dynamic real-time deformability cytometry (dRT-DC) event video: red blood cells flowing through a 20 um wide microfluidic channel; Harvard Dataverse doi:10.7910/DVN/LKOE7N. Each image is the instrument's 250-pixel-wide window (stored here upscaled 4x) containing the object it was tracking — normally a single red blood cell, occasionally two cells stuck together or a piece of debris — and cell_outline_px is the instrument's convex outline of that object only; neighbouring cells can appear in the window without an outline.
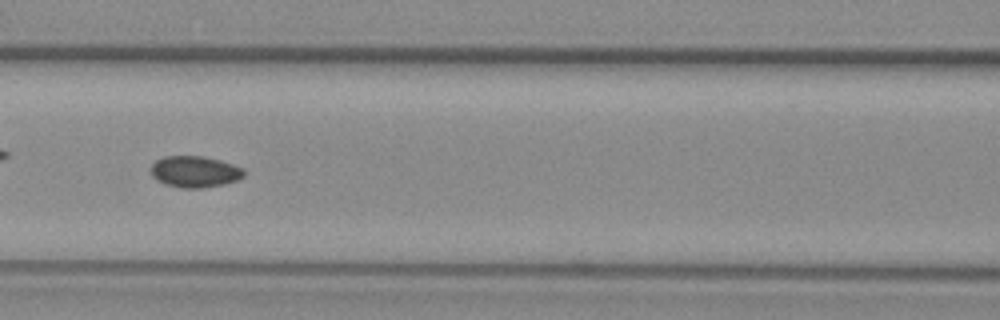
{"species": "common noctule bat (a hibernating species)", "species_latin": "Nyctalus noctula", "temperature_condition": "warm", "stored_images_in_passage": 55, "camera_frame_rate_fps": 3000, "um_per_image_px": 0.085, "animal": {"sex": "female", "body_mass_g": 29.2, "forearm_length_mm": 56.3}, "frame": {"image": 1, "passage_image": 24, "time_ms": 7.667, "image_size_px": [1000, 320], "cell_outline_px": [[244, 176], [236, 180], [224, 184], [204, 188], [180, 188], [164, 184], [156, 180], [152, 176], [152, 164], [156, 160], [164, 156], [204, 156], [220, 160], [244, 168]], "centroid_in_image_um": [16.55, 14.6], "position_along_channel_um": 150.0, "area_um2": 17.11}}
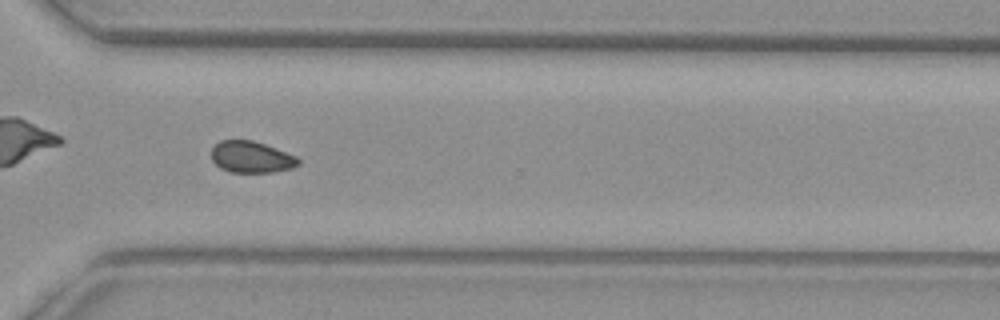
{"frame": {"image": 2, "passage_image": 40, "time_ms": 13.0, "image_size_px": [1000, 320], "cell_outline_px": [[300, 164], [292, 168], [272, 172], [232, 172], [220, 168], [212, 160], [212, 148], [220, 140], [252, 140], [276, 148], [296, 156], [300, 160]], "centroid_in_image_um": [21.37, 13.35], "position_along_channel_um": 349.2, "area_um2": 15.9}, "authors_computed_cell_mechanics": {"area_um2": 16.7042, "velocity_mm_per_s": 3.7356, "shape_relaxation_time_tau1_ms": null, "shape_relaxation_time_tau2_ms": 3.4596, "deformation_change_tau1": null, "deformation_change_tau2": 0.055}}